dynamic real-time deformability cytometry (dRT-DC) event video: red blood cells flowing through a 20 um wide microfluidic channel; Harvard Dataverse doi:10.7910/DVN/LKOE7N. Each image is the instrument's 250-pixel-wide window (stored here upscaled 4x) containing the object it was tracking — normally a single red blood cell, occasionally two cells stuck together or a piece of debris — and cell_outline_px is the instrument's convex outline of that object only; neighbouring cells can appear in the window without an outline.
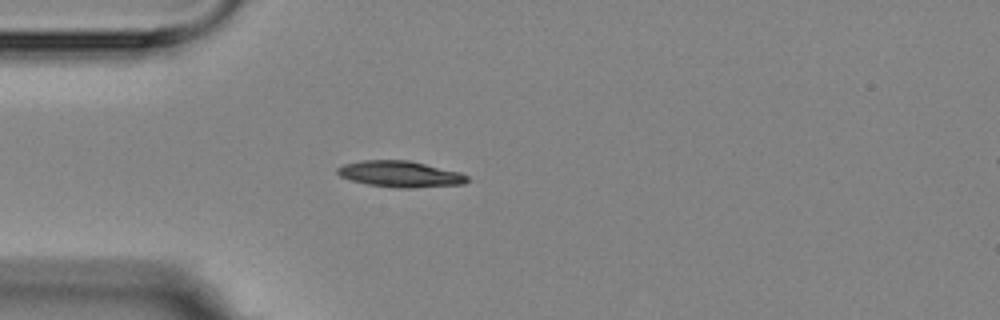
{"species": "Egyptian fruit bat (a non-hibernating species)", "species_latin": "Rousettus aegyptiacus", "temperature_condition": "room temperature", "stored_images_in_passage": 3, "camera_frame_rate_fps": 3000, "um_per_image_px": 0.085, "animal": {"sex": "female"}, "frame": {"image": 1, "passage_image": 2, "time_ms": 1.0, "image_size_px": [1000, 320], "cell_outline_px": [[468, 180], [464, 184], [412, 188], [400, 188], [368, 184], [352, 180], [340, 176], [336, 172], [336, 168], [344, 164], [360, 160], [408, 160], [460, 172], [468, 176]], "centroid_in_image_um": [34.01, 14.79], "position_along_channel_um": 51.0, "area_um2": 19.71}}